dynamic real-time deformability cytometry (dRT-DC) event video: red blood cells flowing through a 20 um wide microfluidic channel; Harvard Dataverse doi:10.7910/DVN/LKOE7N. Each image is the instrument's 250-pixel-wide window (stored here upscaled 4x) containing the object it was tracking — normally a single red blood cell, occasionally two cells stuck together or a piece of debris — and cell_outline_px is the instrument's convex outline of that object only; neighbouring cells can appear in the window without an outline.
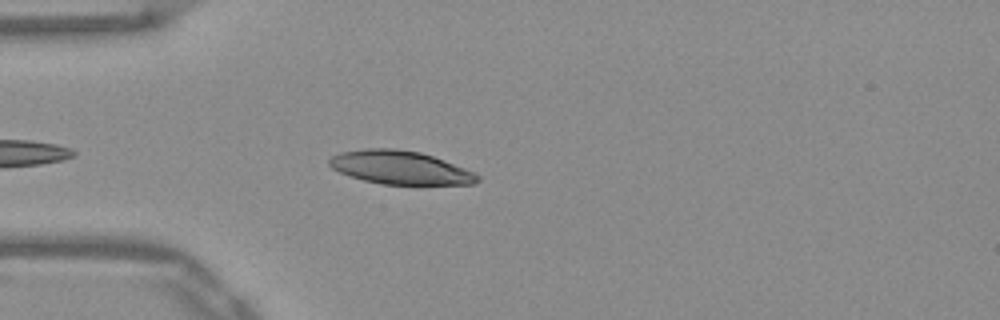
{"species": "Egyptian fruit bat (a non-hibernating species)", "species_latin": "Rousettus aegyptiacus", "temperature_condition": "warm", "stored_images_in_passage": 29, "camera_frame_rate_fps": 3000, "um_per_image_px": 0.085, "frame": {"image": 1, "passage_image": 4, "time_ms": 1.0, "image_size_px": [1000, 320], "cell_outline_px": [[480, 180], [472, 184], [420, 188], [384, 184], [364, 180], [340, 172], [332, 168], [328, 164], [328, 160], [332, 156], [340, 152], [364, 148], [396, 148], [420, 152], [444, 160], [476, 172], [480, 176]], "centroid_in_image_um": [34.12, 14.29], "position_along_channel_um": 50.9, "area_um2": 30.06}}
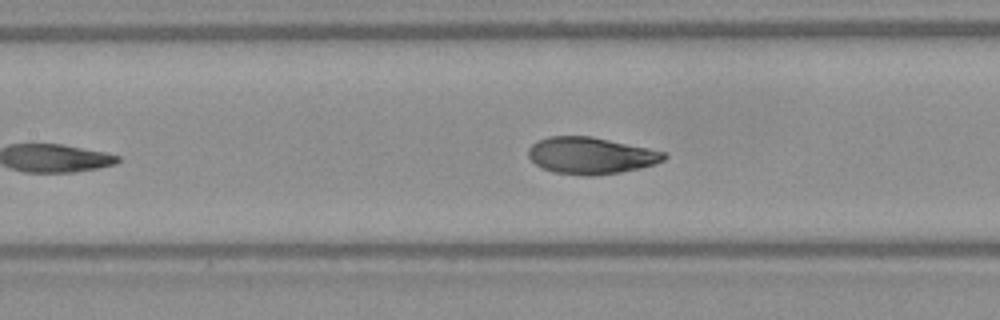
{"frame": {"image": 2, "passage_image": 13, "time_ms": 4.0, "image_size_px": [1000, 320], "cell_outline_px": [[668, 156], [664, 160], [656, 164], [640, 168], [620, 172], [592, 176], [584, 176], [552, 172], [540, 168], [528, 156], [528, 148], [536, 140], [548, 136], [588, 136], [648, 148], [664, 152]], "centroid_in_image_um": [50.18, 13.23], "position_along_channel_um": 157.2, "area_um2": 29.13}}
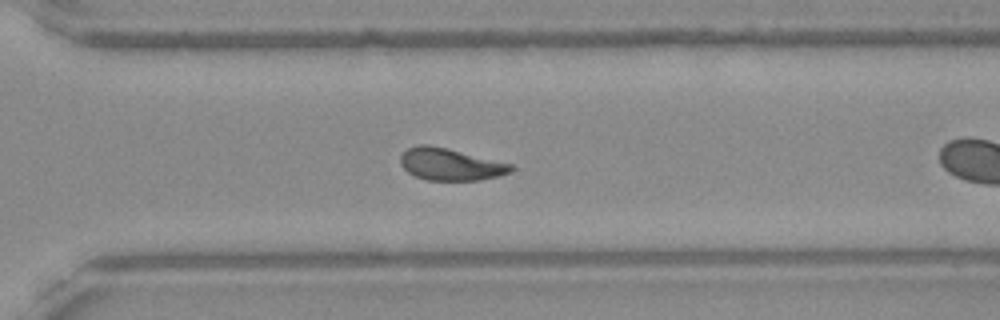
{"frame": {"image": 3, "passage_image": 23, "time_ms": 7.333, "image_size_px": [1000, 320], "cell_outline_px": [[516, 168], [512, 172], [500, 176], [480, 180], [428, 180], [416, 176], [408, 172], [400, 164], [400, 156], [408, 148], [416, 144], [428, 144], [512, 164]], "centroid_in_image_um": [38.29, 13.97], "position_along_channel_um": 332.3, "area_um2": 20.58}, "authors_computed_cell_mechanics": {"area_um2": 27.6284, "velocity_mm_per_s": 3.9093, "shape_relaxation_time_tau1_ms": 1.0669, "shape_relaxation_time_tau2_ms": 1.4424, "deformation_change_tau1": 0.0815, "deformation_change_tau2": 0.0714}}